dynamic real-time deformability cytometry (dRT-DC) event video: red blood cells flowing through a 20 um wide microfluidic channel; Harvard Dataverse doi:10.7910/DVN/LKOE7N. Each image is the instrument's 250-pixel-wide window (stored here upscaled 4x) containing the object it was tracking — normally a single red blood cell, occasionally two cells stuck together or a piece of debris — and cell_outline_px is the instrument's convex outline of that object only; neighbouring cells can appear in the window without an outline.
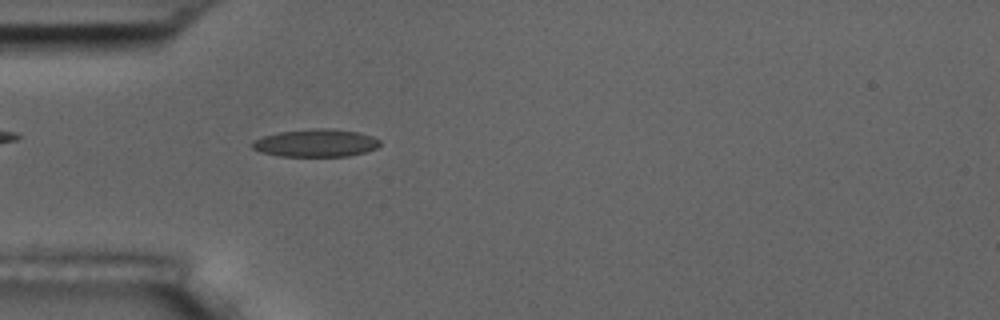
{"species": "common noctule bat (a hibernating species)", "species_latin": "Nyctalus noctula", "temperature_condition": "room temperature", "stored_images_in_passage": 5, "camera_frame_rate_fps": 3000, "um_per_image_px": 0.085, "animal": {"sex": "male", "body_mass_g": 17.5, "forearm_length_mm": 52.3}, "frame": {"image": 1, "passage_image": 5, "time_ms": 5.333, "image_size_px": [1000, 320], "cell_outline_px": [[380, 144], [376, 148], [364, 152], [348, 156], [280, 156], [260, 152], [252, 148], [248, 144], [252, 140], [264, 136], [280, 132], [312, 128], [328, 128], [356, 132], [372, 136], [380, 140]], "centroid_in_image_um": [26.79, 12.15], "position_along_channel_um": 58.2, "area_um2": 20.63}}